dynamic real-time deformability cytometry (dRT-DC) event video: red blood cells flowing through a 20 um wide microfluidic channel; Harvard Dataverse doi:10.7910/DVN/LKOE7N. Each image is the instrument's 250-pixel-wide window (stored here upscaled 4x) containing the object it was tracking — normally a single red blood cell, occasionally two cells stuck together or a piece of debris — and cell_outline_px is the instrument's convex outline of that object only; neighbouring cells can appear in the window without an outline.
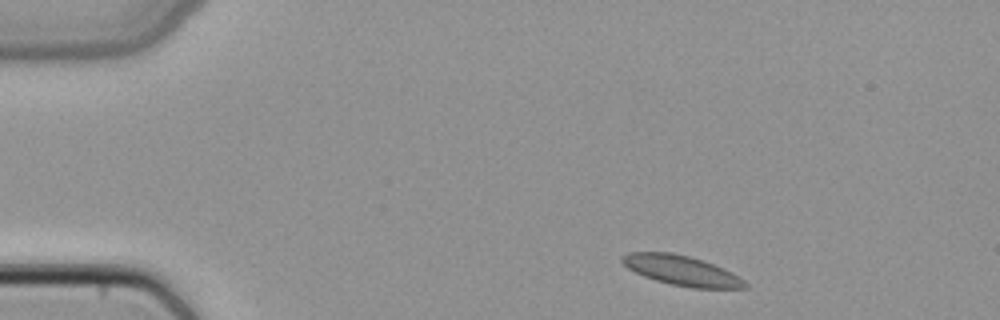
{"species": "common noctule bat (a hibernating species)", "species_latin": "Nyctalus noctula", "temperature_condition": "cold", "stored_images_in_passage": 3, "camera_frame_rate_fps": 3000, "um_per_image_px": 0.085, "animal": {"sex": "female", "body_mass_g": 22.7, "forearm_length_mm": 54.2}, "frame": {"image": 1, "passage_image": 1, "time_ms": 0.0, "image_size_px": [1000, 320], "cell_outline_px": [[748, 288], [692, 288], [672, 284], [656, 280], [644, 276], [628, 268], [620, 260], [620, 256], [628, 252], [672, 252], [704, 260], [724, 268], [732, 272], [744, 280], [748, 284]], "centroid_in_image_um": [57.95, 22.98], "position_along_channel_um": 27.1, "area_um2": 21.44}}
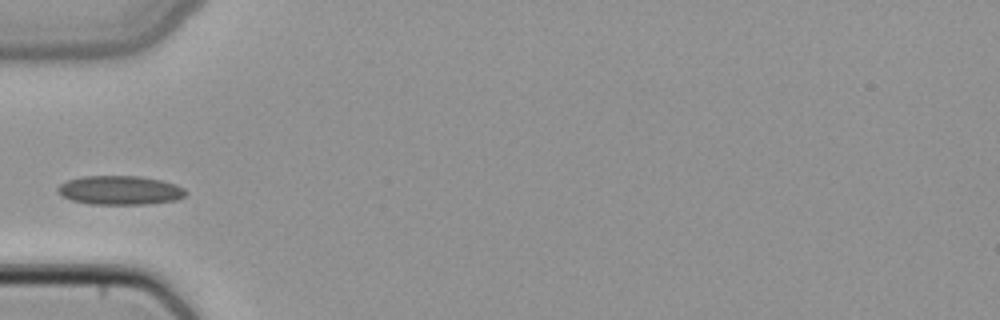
{"frame": {"image": 2, "passage_image": 3, "time_ms": 0.667, "image_size_px": [1000, 320], "cell_outline_px": [[188, 192], [184, 196], [176, 200], [144, 204], [88, 204], [72, 200], [56, 192], [56, 188], [60, 184], [68, 180], [84, 176], [140, 176], [160, 180], [176, 184], [184, 188]], "centroid_in_image_um": [10.19, 16.17], "position_along_channel_um": 74.8, "area_um2": 21.62}}